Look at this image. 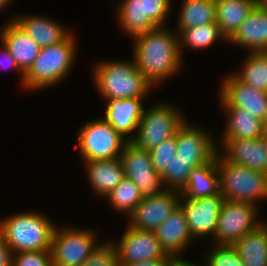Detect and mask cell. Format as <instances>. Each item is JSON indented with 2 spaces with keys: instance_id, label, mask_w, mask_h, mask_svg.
I'll return each mask as SVG.
<instances>
[{
  "instance_id": "6",
  "label": "cell",
  "mask_w": 267,
  "mask_h": 266,
  "mask_svg": "<svg viewBox=\"0 0 267 266\" xmlns=\"http://www.w3.org/2000/svg\"><path fill=\"white\" fill-rule=\"evenodd\" d=\"M78 133V147L84 162L120 158L128 142L104 118L88 121Z\"/></svg>"
},
{
  "instance_id": "9",
  "label": "cell",
  "mask_w": 267,
  "mask_h": 266,
  "mask_svg": "<svg viewBox=\"0 0 267 266\" xmlns=\"http://www.w3.org/2000/svg\"><path fill=\"white\" fill-rule=\"evenodd\" d=\"M55 227L52 236V266H81L97 248L94 230ZM97 243V244H96Z\"/></svg>"
},
{
  "instance_id": "1",
  "label": "cell",
  "mask_w": 267,
  "mask_h": 266,
  "mask_svg": "<svg viewBox=\"0 0 267 266\" xmlns=\"http://www.w3.org/2000/svg\"><path fill=\"white\" fill-rule=\"evenodd\" d=\"M165 26L140 34L135 40L133 60L135 67L152 85L157 86L183 66L179 50V37Z\"/></svg>"
},
{
  "instance_id": "35",
  "label": "cell",
  "mask_w": 267,
  "mask_h": 266,
  "mask_svg": "<svg viewBox=\"0 0 267 266\" xmlns=\"http://www.w3.org/2000/svg\"><path fill=\"white\" fill-rule=\"evenodd\" d=\"M81 266H121L112 242H102Z\"/></svg>"
},
{
  "instance_id": "28",
  "label": "cell",
  "mask_w": 267,
  "mask_h": 266,
  "mask_svg": "<svg viewBox=\"0 0 267 266\" xmlns=\"http://www.w3.org/2000/svg\"><path fill=\"white\" fill-rule=\"evenodd\" d=\"M216 22L215 0H184L176 30L179 34L187 27Z\"/></svg>"
},
{
  "instance_id": "34",
  "label": "cell",
  "mask_w": 267,
  "mask_h": 266,
  "mask_svg": "<svg viewBox=\"0 0 267 266\" xmlns=\"http://www.w3.org/2000/svg\"><path fill=\"white\" fill-rule=\"evenodd\" d=\"M152 166L160 174L177 154L176 134L149 150Z\"/></svg>"
},
{
  "instance_id": "44",
  "label": "cell",
  "mask_w": 267,
  "mask_h": 266,
  "mask_svg": "<svg viewBox=\"0 0 267 266\" xmlns=\"http://www.w3.org/2000/svg\"><path fill=\"white\" fill-rule=\"evenodd\" d=\"M264 126H265V130L267 131V114H266V118L264 120Z\"/></svg>"
},
{
  "instance_id": "23",
  "label": "cell",
  "mask_w": 267,
  "mask_h": 266,
  "mask_svg": "<svg viewBox=\"0 0 267 266\" xmlns=\"http://www.w3.org/2000/svg\"><path fill=\"white\" fill-rule=\"evenodd\" d=\"M181 197L198 200L220 194L217 155L207 164L193 168Z\"/></svg>"
},
{
  "instance_id": "33",
  "label": "cell",
  "mask_w": 267,
  "mask_h": 266,
  "mask_svg": "<svg viewBox=\"0 0 267 266\" xmlns=\"http://www.w3.org/2000/svg\"><path fill=\"white\" fill-rule=\"evenodd\" d=\"M205 266H245L233 245H216L206 253Z\"/></svg>"
},
{
  "instance_id": "24",
  "label": "cell",
  "mask_w": 267,
  "mask_h": 266,
  "mask_svg": "<svg viewBox=\"0 0 267 266\" xmlns=\"http://www.w3.org/2000/svg\"><path fill=\"white\" fill-rule=\"evenodd\" d=\"M227 112L226 129L221 139H256L267 134L264 121L240 107H223Z\"/></svg>"
},
{
  "instance_id": "15",
  "label": "cell",
  "mask_w": 267,
  "mask_h": 266,
  "mask_svg": "<svg viewBox=\"0 0 267 266\" xmlns=\"http://www.w3.org/2000/svg\"><path fill=\"white\" fill-rule=\"evenodd\" d=\"M206 129L184 122L176 132L177 155L191 164L198 166L209 163L218 153L219 148Z\"/></svg>"
},
{
  "instance_id": "32",
  "label": "cell",
  "mask_w": 267,
  "mask_h": 266,
  "mask_svg": "<svg viewBox=\"0 0 267 266\" xmlns=\"http://www.w3.org/2000/svg\"><path fill=\"white\" fill-rule=\"evenodd\" d=\"M191 160L181 159L177 154L170 162L169 166L161 173V180L166 189L181 191L187 184L193 168Z\"/></svg>"
},
{
  "instance_id": "38",
  "label": "cell",
  "mask_w": 267,
  "mask_h": 266,
  "mask_svg": "<svg viewBox=\"0 0 267 266\" xmlns=\"http://www.w3.org/2000/svg\"><path fill=\"white\" fill-rule=\"evenodd\" d=\"M3 47H1L2 51H0V67L5 68L6 67H13L14 69L16 68L17 71L20 72L21 74V84H24V72L19 68L17 65L14 57L9 53L8 49L5 47L4 44H2ZM3 57V58H2Z\"/></svg>"
},
{
  "instance_id": "30",
  "label": "cell",
  "mask_w": 267,
  "mask_h": 266,
  "mask_svg": "<svg viewBox=\"0 0 267 266\" xmlns=\"http://www.w3.org/2000/svg\"><path fill=\"white\" fill-rule=\"evenodd\" d=\"M241 72L234 73L241 81L267 93V52H252L245 58Z\"/></svg>"
},
{
  "instance_id": "37",
  "label": "cell",
  "mask_w": 267,
  "mask_h": 266,
  "mask_svg": "<svg viewBox=\"0 0 267 266\" xmlns=\"http://www.w3.org/2000/svg\"><path fill=\"white\" fill-rule=\"evenodd\" d=\"M171 0H144L145 16L156 26L164 27L171 10Z\"/></svg>"
},
{
  "instance_id": "36",
  "label": "cell",
  "mask_w": 267,
  "mask_h": 266,
  "mask_svg": "<svg viewBox=\"0 0 267 266\" xmlns=\"http://www.w3.org/2000/svg\"><path fill=\"white\" fill-rule=\"evenodd\" d=\"M11 266H52L51 250L17 252L12 254Z\"/></svg>"
},
{
  "instance_id": "16",
  "label": "cell",
  "mask_w": 267,
  "mask_h": 266,
  "mask_svg": "<svg viewBox=\"0 0 267 266\" xmlns=\"http://www.w3.org/2000/svg\"><path fill=\"white\" fill-rule=\"evenodd\" d=\"M221 156L228 162L265 173L267 134L256 139H223Z\"/></svg>"
},
{
  "instance_id": "21",
  "label": "cell",
  "mask_w": 267,
  "mask_h": 266,
  "mask_svg": "<svg viewBox=\"0 0 267 266\" xmlns=\"http://www.w3.org/2000/svg\"><path fill=\"white\" fill-rule=\"evenodd\" d=\"M13 20L41 47L65 41L71 34L60 23L44 16H16Z\"/></svg>"
},
{
  "instance_id": "7",
  "label": "cell",
  "mask_w": 267,
  "mask_h": 266,
  "mask_svg": "<svg viewBox=\"0 0 267 266\" xmlns=\"http://www.w3.org/2000/svg\"><path fill=\"white\" fill-rule=\"evenodd\" d=\"M172 104L157 103L144 109L140 119L137 135L131 141L137 147L149 151L164 140L174 136L179 127L186 121Z\"/></svg>"
},
{
  "instance_id": "22",
  "label": "cell",
  "mask_w": 267,
  "mask_h": 266,
  "mask_svg": "<svg viewBox=\"0 0 267 266\" xmlns=\"http://www.w3.org/2000/svg\"><path fill=\"white\" fill-rule=\"evenodd\" d=\"M84 163L88 180L98 196L106 197L125 178L120 158Z\"/></svg>"
},
{
  "instance_id": "20",
  "label": "cell",
  "mask_w": 267,
  "mask_h": 266,
  "mask_svg": "<svg viewBox=\"0 0 267 266\" xmlns=\"http://www.w3.org/2000/svg\"><path fill=\"white\" fill-rule=\"evenodd\" d=\"M249 52H267V12L256 6L228 40Z\"/></svg>"
},
{
  "instance_id": "29",
  "label": "cell",
  "mask_w": 267,
  "mask_h": 266,
  "mask_svg": "<svg viewBox=\"0 0 267 266\" xmlns=\"http://www.w3.org/2000/svg\"><path fill=\"white\" fill-rule=\"evenodd\" d=\"M178 37L181 56L185 48L184 46L192 49H205L219 38L228 41L221 33L216 22L206 23L197 27H187L178 34Z\"/></svg>"
},
{
  "instance_id": "41",
  "label": "cell",
  "mask_w": 267,
  "mask_h": 266,
  "mask_svg": "<svg viewBox=\"0 0 267 266\" xmlns=\"http://www.w3.org/2000/svg\"><path fill=\"white\" fill-rule=\"evenodd\" d=\"M174 266H197V265L186 261L185 259L181 258V256L179 257L174 256Z\"/></svg>"
},
{
  "instance_id": "2",
  "label": "cell",
  "mask_w": 267,
  "mask_h": 266,
  "mask_svg": "<svg viewBox=\"0 0 267 266\" xmlns=\"http://www.w3.org/2000/svg\"><path fill=\"white\" fill-rule=\"evenodd\" d=\"M56 224L41 213L23 212L0 220V233L12 254L51 250Z\"/></svg>"
},
{
  "instance_id": "26",
  "label": "cell",
  "mask_w": 267,
  "mask_h": 266,
  "mask_svg": "<svg viewBox=\"0 0 267 266\" xmlns=\"http://www.w3.org/2000/svg\"><path fill=\"white\" fill-rule=\"evenodd\" d=\"M233 246L245 266H267V224L246 233Z\"/></svg>"
},
{
  "instance_id": "5",
  "label": "cell",
  "mask_w": 267,
  "mask_h": 266,
  "mask_svg": "<svg viewBox=\"0 0 267 266\" xmlns=\"http://www.w3.org/2000/svg\"><path fill=\"white\" fill-rule=\"evenodd\" d=\"M217 153L220 194L224 200L258 204V200L267 198V176L226 161Z\"/></svg>"
},
{
  "instance_id": "11",
  "label": "cell",
  "mask_w": 267,
  "mask_h": 266,
  "mask_svg": "<svg viewBox=\"0 0 267 266\" xmlns=\"http://www.w3.org/2000/svg\"><path fill=\"white\" fill-rule=\"evenodd\" d=\"M181 192L166 189L161 194L143 198L129 215L131 228L155 231L178 207Z\"/></svg>"
},
{
  "instance_id": "3",
  "label": "cell",
  "mask_w": 267,
  "mask_h": 266,
  "mask_svg": "<svg viewBox=\"0 0 267 266\" xmlns=\"http://www.w3.org/2000/svg\"><path fill=\"white\" fill-rule=\"evenodd\" d=\"M96 88L105 100L146 98L152 85L135 67L134 61H103L93 71Z\"/></svg>"
},
{
  "instance_id": "10",
  "label": "cell",
  "mask_w": 267,
  "mask_h": 266,
  "mask_svg": "<svg viewBox=\"0 0 267 266\" xmlns=\"http://www.w3.org/2000/svg\"><path fill=\"white\" fill-rule=\"evenodd\" d=\"M120 160L125 177L136 184L142 198L153 197L166 190L161 174L152 166L149 151L128 141L123 148Z\"/></svg>"
},
{
  "instance_id": "13",
  "label": "cell",
  "mask_w": 267,
  "mask_h": 266,
  "mask_svg": "<svg viewBox=\"0 0 267 266\" xmlns=\"http://www.w3.org/2000/svg\"><path fill=\"white\" fill-rule=\"evenodd\" d=\"M221 194L191 200L180 197L179 206L185 213L189 230L193 238L213 236L218 222V215L224 202Z\"/></svg>"
},
{
  "instance_id": "40",
  "label": "cell",
  "mask_w": 267,
  "mask_h": 266,
  "mask_svg": "<svg viewBox=\"0 0 267 266\" xmlns=\"http://www.w3.org/2000/svg\"><path fill=\"white\" fill-rule=\"evenodd\" d=\"M12 253L0 233V266H11Z\"/></svg>"
},
{
  "instance_id": "39",
  "label": "cell",
  "mask_w": 267,
  "mask_h": 266,
  "mask_svg": "<svg viewBox=\"0 0 267 266\" xmlns=\"http://www.w3.org/2000/svg\"><path fill=\"white\" fill-rule=\"evenodd\" d=\"M126 266H174V255H167L160 260L139 261Z\"/></svg>"
},
{
  "instance_id": "14",
  "label": "cell",
  "mask_w": 267,
  "mask_h": 266,
  "mask_svg": "<svg viewBox=\"0 0 267 266\" xmlns=\"http://www.w3.org/2000/svg\"><path fill=\"white\" fill-rule=\"evenodd\" d=\"M220 103L222 107H240L252 115L265 120L267 114V93L241 81L235 74L227 75L221 84Z\"/></svg>"
},
{
  "instance_id": "4",
  "label": "cell",
  "mask_w": 267,
  "mask_h": 266,
  "mask_svg": "<svg viewBox=\"0 0 267 266\" xmlns=\"http://www.w3.org/2000/svg\"><path fill=\"white\" fill-rule=\"evenodd\" d=\"M76 37L40 49L37 58L24 73L23 87L38 90L51 87L68 75L76 56Z\"/></svg>"
},
{
  "instance_id": "12",
  "label": "cell",
  "mask_w": 267,
  "mask_h": 266,
  "mask_svg": "<svg viewBox=\"0 0 267 266\" xmlns=\"http://www.w3.org/2000/svg\"><path fill=\"white\" fill-rule=\"evenodd\" d=\"M118 245L113 243L121 266L139 261L160 260L167 256L154 231L127 226Z\"/></svg>"
},
{
  "instance_id": "27",
  "label": "cell",
  "mask_w": 267,
  "mask_h": 266,
  "mask_svg": "<svg viewBox=\"0 0 267 266\" xmlns=\"http://www.w3.org/2000/svg\"><path fill=\"white\" fill-rule=\"evenodd\" d=\"M117 8L119 26L130 37L134 38L156 28L145 16L144 0H121Z\"/></svg>"
},
{
  "instance_id": "42",
  "label": "cell",
  "mask_w": 267,
  "mask_h": 266,
  "mask_svg": "<svg viewBox=\"0 0 267 266\" xmlns=\"http://www.w3.org/2000/svg\"><path fill=\"white\" fill-rule=\"evenodd\" d=\"M258 6L267 12V0H258Z\"/></svg>"
},
{
  "instance_id": "43",
  "label": "cell",
  "mask_w": 267,
  "mask_h": 266,
  "mask_svg": "<svg viewBox=\"0 0 267 266\" xmlns=\"http://www.w3.org/2000/svg\"><path fill=\"white\" fill-rule=\"evenodd\" d=\"M12 0H0V10L5 8Z\"/></svg>"
},
{
  "instance_id": "17",
  "label": "cell",
  "mask_w": 267,
  "mask_h": 266,
  "mask_svg": "<svg viewBox=\"0 0 267 266\" xmlns=\"http://www.w3.org/2000/svg\"><path fill=\"white\" fill-rule=\"evenodd\" d=\"M142 100L144 98L106 100L108 102L103 118L127 141L134 139L132 133L137 131L140 119L143 116ZM127 135H131V137Z\"/></svg>"
},
{
  "instance_id": "8",
  "label": "cell",
  "mask_w": 267,
  "mask_h": 266,
  "mask_svg": "<svg viewBox=\"0 0 267 266\" xmlns=\"http://www.w3.org/2000/svg\"><path fill=\"white\" fill-rule=\"evenodd\" d=\"M258 209L255 204L225 200L213 237L216 245H234L246 233L262 225L258 220Z\"/></svg>"
},
{
  "instance_id": "25",
  "label": "cell",
  "mask_w": 267,
  "mask_h": 266,
  "mask_svg": "<svg viewBox=\"0 0 267 266\" xmlns=\"http://www.w3.org/2000/svg\"><path fill=\"white\" fill-rule=\"evenodd\" d=\"M258 5V0H215L216 23L229 40Z\"/></svg>"
},
{
  "instance_id": "31",
  "label": "cell",
  "mask_w": 267,
  "mask_h": 266,
  "mask_svg": "<svg viewBox=\"0 0 267 266\" xmlns=\"http://www.w3.org/2000/svg\"><path fill=\"white\" fill-rule=\"evenodd\" d=\"M110 205L118 212L129 216L141 202L142 195L136 184L124 178L107 196Z\"/></svg>"
},
{
  "instance_id": "18",
  "label": "cell",
  "mask_w": 267,
  "mask_h": 266,
  "mask_svg": "<svg viewBox=\"0 0 267 266\" xmlns=\"http://www.w3.org/2000/svg\"><path fill=\"white\" fill-rule=\"evenodd\" d=\"M0 38L1 44L5 45L25 73L37 58L41 47L13 19L3 26Z\"/></svg>"
},
{
  "instance_id": "19",
  "label": "cell",
  "mask_w": 267,
  "mask_h": 266,
  "mask_svg": "<svg viewBox=\"0 0 267 266\" xmlns=\"http://www.w3.org/2000/svg\"><path fill=\"white\" fill-rule=\"evenodd\" d=\"M154 232L167 255L179 257L190 242L194 241L180 206Z\"/></svg>"
}]
</instances>
